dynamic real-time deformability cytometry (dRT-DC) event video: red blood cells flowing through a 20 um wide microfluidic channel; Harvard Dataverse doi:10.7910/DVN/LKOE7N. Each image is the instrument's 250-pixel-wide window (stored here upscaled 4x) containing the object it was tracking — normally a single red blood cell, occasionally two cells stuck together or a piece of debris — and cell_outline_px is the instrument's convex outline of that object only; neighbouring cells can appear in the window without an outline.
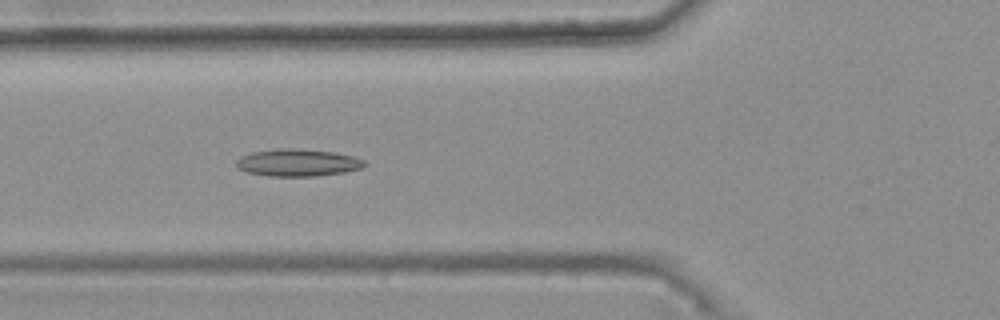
{"species": "common noctule bat (a hibernating species)", "species_latin": "Nyctalus noctula", "temperature_condition": "warm", "stored_images_in_passage": 47, "camera_frame_rate_fps": 3000, "um_per_image_px": 0.085, "animal": {"sex": "female", "body_mass_g": 25.1}, "frame": {"image": 1, "passage_image": 20, "time_ms": 6.333, "image_size_px": [1000, 320], "cell_outline_px": [[368, 164], [364, 168], [344, 172], [316, 176], [268, 176], [244, 172], [236, 168], [236, 160], [240, 156], [252, 152], [276, 148], [296, 148], [336, 152], [352, 156], [364, 160]], "centroid_in_image_um": [25.29, 13.82], "position_along_channel_um": 100.5, "area_um2": 20.75}}
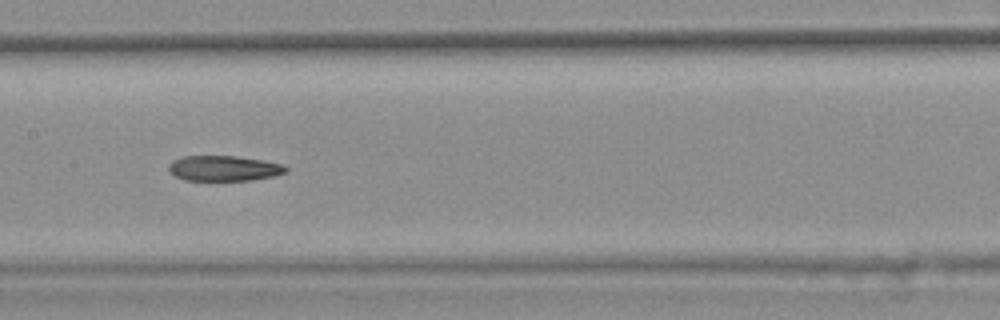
{"frame": {"image": 2, "passage_image": 27, "time_ms": 8.667, "image_size_px": [1000, 320], "cell_outline_px": [[288, 172], [272, 176], [252, 180], [184, 180], [168, 172], [168, 164], [172, 160], [184, 156], [236, 156], [264, 160], [284, 164], [288, 168]], "centroid_in_image_um": [19.03, 14.3], "position_along_channel_um": 188.4, "area_um2": 17.46}}
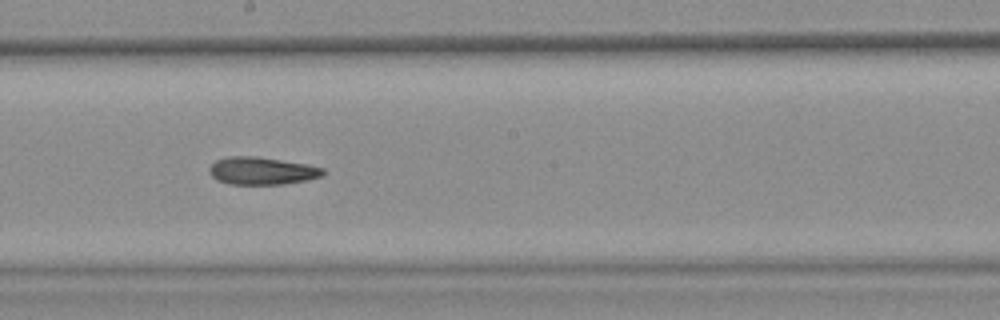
{"frame": {"image": 3, "passage_image": 30, "time_ms": 9.667, "image_size_px": [1000, 320], "cell_outline_px": [[324, 172], [320, 176], [308, 180], [284, 184], [228, 184], [216, 180], [208, 172], [208, 168], [216, 160], [228, 156], [256, 156], [308, 164], [324, 168]], "centroid_in_image_um": [22.23, 14.52], "position_along_channel_um": 226.0, "area_um2": 18.38}, "authors_computed_cell_mechanics": {"area_um2": 18.9006, "velocity_mm_per_s": 3.7642, "shape_relaxation_time_tau1_ms": null, "shape_relaxation_time_tau2_ms": 7.1469, "deformation_change_tau1": null, "deformation_change_tau2": 0.1503}}